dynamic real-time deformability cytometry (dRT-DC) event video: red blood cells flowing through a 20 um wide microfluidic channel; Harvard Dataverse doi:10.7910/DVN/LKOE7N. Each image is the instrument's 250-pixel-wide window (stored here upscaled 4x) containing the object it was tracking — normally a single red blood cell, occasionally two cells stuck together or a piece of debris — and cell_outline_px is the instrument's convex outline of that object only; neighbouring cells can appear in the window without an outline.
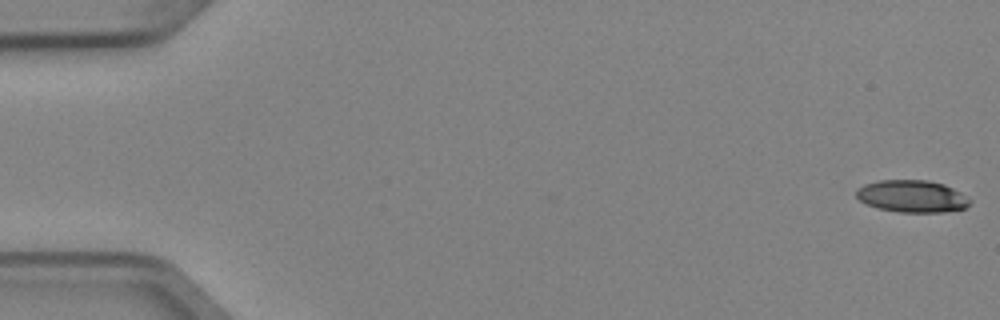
{"species": "Egyptian fruit bat (a non-hibernating species)", "species_latin": "Rousettus aegyptiacus", "temperature_condition": "cold", "stored_images_in_passage": 6, "segment_of_instrument_passage": [1, 2], "camera_frame_rate_fps": 3000, "um_per_image_px": 0.085, "animal": {"sex": "female"}, "frame": {"image": 1, "passage_image": 1, "time_ms": 0.0, "image_size_px": [1000, 320], "cell_outline_px": [[972, 200], [964, 208], [944, 212], [900, 212], [880, 208], [868, 204], [860, 200], [856, 196], [856, 188], [864, 184], [880, 180], [928, 180], [944, 184], [960, 192]], "centroid_in_image_um": [77.52, 16.67], "position_along_channel_um": 7.5, "area_um2": 21.15}}
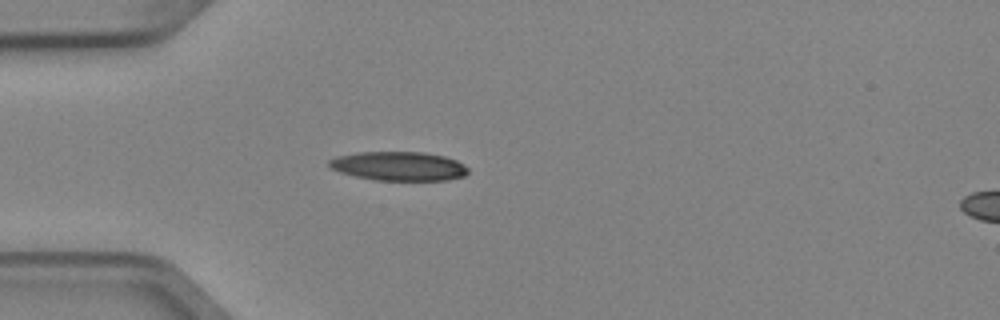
{"frame": {"image": 2, "passage_image": 5, "time_ms": 1.333, "image_size_px": [1000, 320], "cell_outline_px": [[468, 172], [464, 176], [448, 180], [376, 180], [356, 176], [340, 172], [332, 168], [328, 164], [328, 160], [336, 156], [360, 152], [424, 152], [444, 156], [456, 160], [464, 164], [468, 168]], "centroid_in_image_um": [33.91, 14.12], "position_along_channel_um": 51.1, "area_um2": 23.47}}